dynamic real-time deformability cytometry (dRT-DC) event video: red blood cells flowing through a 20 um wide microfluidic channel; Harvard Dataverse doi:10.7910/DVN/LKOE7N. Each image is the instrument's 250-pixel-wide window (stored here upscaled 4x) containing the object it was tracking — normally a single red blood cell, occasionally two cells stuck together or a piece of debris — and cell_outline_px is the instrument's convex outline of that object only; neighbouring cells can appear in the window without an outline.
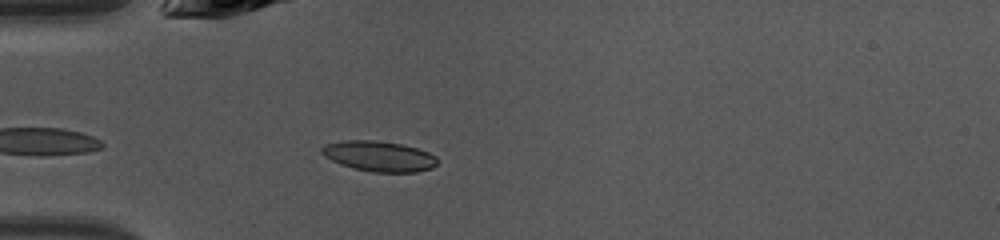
{"species": "common noctule bat (a hibernating species)", "species_latin": "Nyctalus noctula", "temperature_condition": "warm", "stored_images_in_passage": 32, "camera_frame_rate_fps": 3000, "um_per_image_px": 0.085, "animal": {"sex": "female", "body_mass_g": 10.0, "forearm_length_mm": 53.1}, "frame": {"image": 1, "passage_image": 1, "time_ms": 0.0, "image_size_px": [1000, 240], "cell_outline_px": [[436, 164], [432, 168], [416, 172], [372, 172], [352, 168], [340, 164], [324, 156], [320, 152], [320, 148], [324, 144], [340, 140], [376, 140], [400, 144], [416, 148], [428, 152], [436, 156]], "centroid_in_image_um": [32.16, 13.27], "position_along_channel_um": 52.8, "area_um2": 20.58}, "authors_computed_cell_mechanics": {"area_um2": 19.3052, "velocity_mm_per_s": 4.2987, "shape_relaxation_time_tau1_ms": 0.6467, "shape_relaxation_time_tau2_ms": 3.9795, "deformation_change_tau1": 0.0718, "deformation_change_tau2": 0.0918}}